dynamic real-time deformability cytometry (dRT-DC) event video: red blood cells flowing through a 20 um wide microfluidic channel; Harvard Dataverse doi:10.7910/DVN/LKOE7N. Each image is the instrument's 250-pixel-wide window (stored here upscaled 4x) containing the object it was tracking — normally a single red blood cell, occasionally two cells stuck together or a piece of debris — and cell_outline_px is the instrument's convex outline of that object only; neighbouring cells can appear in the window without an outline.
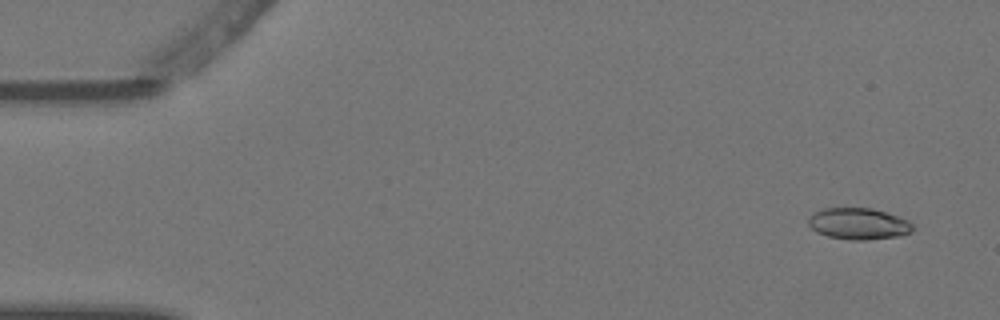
{"species": "Egyptian fruit bat (a non-hibernating species)", "species_latin": "Rousettus aegyptiacus", "temperature_condition": "warm", "stored_images_in_passage": 5, "segment_of_instrument_passage": [1, 2], "camera_frame_rate_fps": 3000, "um_per_image_px": 0.085, "animal": {"sex": "female"}, "frame": {"image": 1, "passage_image": 1, "time_ms": 0.0, "image_size_px": [1000, 320], "cell_outline_px": [[912, 232], [900, 236], [864, 240], [848, 240], [828, 236], [816, 232], [808, 224], [808, 220], [812, 212], [824, 208], [872, 208], [908, 220], [912, 224]], "centroid_in_image_um": [72.94, 19.02], "position_along_channel_um": 12.1, "area_um2": 19.13}}
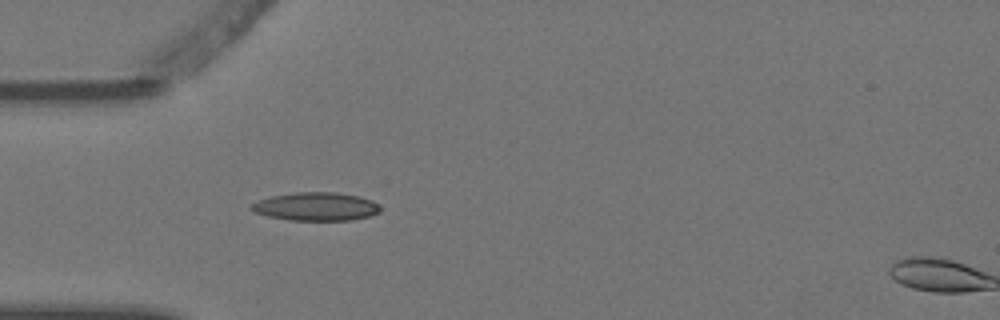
{"frame": {"image": 2, "passage_image": 4, "time_ms": 1.0, "image_size_px": [1000, 320], "cell_outline_px": [[380, 212], [368, 216], [352, 220], [288, 220], [268, 216], [256, 212], [248, 208], [252, 204], [260, 200], [272, 196], [296, 192], [336, 192], [360, 196], [372, 200], [380, 208]], "centroid_in_image_um": [26.87, 17.55], "position_along_channel_um": 58.1, "area_um2": 21.15}}